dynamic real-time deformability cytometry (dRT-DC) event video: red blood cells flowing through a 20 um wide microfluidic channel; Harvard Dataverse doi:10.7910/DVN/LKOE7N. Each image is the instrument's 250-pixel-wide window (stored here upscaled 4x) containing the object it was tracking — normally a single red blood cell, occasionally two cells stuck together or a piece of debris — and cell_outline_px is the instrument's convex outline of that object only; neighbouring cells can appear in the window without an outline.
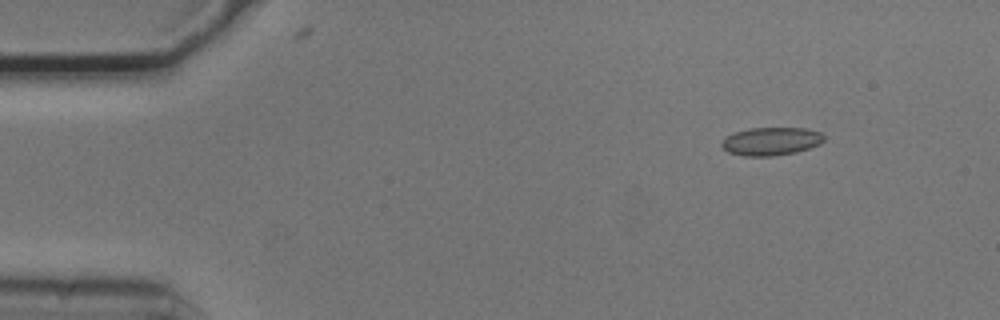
{"species": "common noctule bat (a hibernating species)", "species_latin": "Nyctalus noctula", "temperature_condition": "cold", "stored_images_in_passage": 11, "camera_frame_rate_fps": 3000, "um_per_image_px": 0.085, "animal": {"sex": "male", "body_mass_g": 20.5, "forearm_length_mm": 52.5}, "frame": {"image": 1, "passage_image": 1, "time_ms": 0.0, "image_size_px": [1000, 320], "cell_outline_px": [[824, 140], [820, 144], [796, 152], [772, 156], [744, 156], [728, 152], [720, 144], [728, 136], [736, 132], [752, 128], [804, 128], [820, 132], [824, 136]], "centroid_in_image_um": [65.56, 12.01], "position_along_channel_um": 19.4, "area_um2": 16.53}}